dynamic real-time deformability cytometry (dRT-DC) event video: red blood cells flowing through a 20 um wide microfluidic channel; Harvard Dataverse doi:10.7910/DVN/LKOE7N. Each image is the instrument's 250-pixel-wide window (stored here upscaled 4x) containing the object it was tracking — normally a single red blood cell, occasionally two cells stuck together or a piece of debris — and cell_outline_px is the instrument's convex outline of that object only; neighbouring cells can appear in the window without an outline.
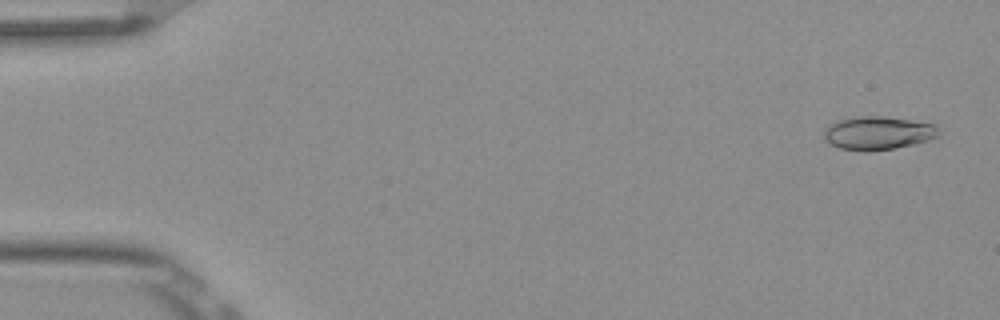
{"species": "Egyptian fruit bat (a non-hibernating species)", "species_latin": "Rousettus aegyptiacus", "temperature_condition": "room temperature", "stored_images_in_passage": 6, "camera_frame_rate_fps": 3000, "um_per_image_px": 0.085, "frame": {"image": 1, "passage_image": 1, "time_ms": 0.0, "image_size_px": [1000, 320], "cell_outline_px": [[940, 132], [936, 136], [928, 140], [896, 148], [872, 152], [864, 152], [840, 148], [824, 140], [824, 132], [836, 120], [860, 116], [884, 116], [932, 124]], "centroid_in_image_um": [74.59, 11.32], "position_along_channel_um": 10.4, "area_um2": 22.08}}
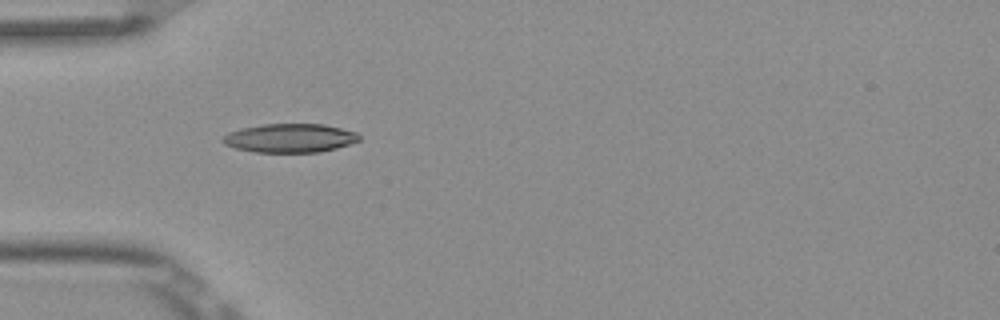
{"frame": {"image": 2, "passage_image": 5, "time_ms": 1.333, "image_size_px": [1000, 320], "cell_outline_px": [[360, 140], [336, 148], [320, 152], [252, 152], [236, 148], [224, 144], [220, 140], [228, 132], [240, 128], [264, 124], [324, 124], [356, 132], [360, 136]], "centroid_in_image_um": [24.61, 11.73], "position_along_channel_um": 60.4, "area_um2": 22.89}}
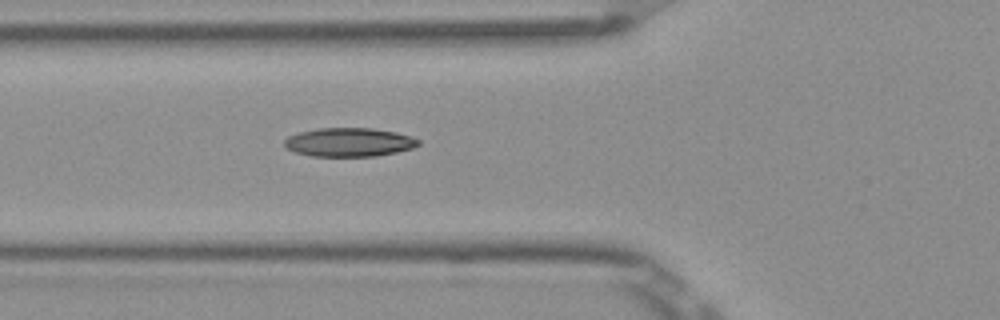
{"frame": {"image": 3, "passage_image": 6, "time_ms": 1.667, "image_size_px": [1000, 320], "cell_outline_px": [[420, 144], [412, 148], [396, 152], [376, 156], [312, 156], [296, 152], [284, 148], [284, 140], [288, 136], [300, 132], [320, 128], [372, 128], [396, 132], [412, 136], [420, 140]], "centroid_in_image_um": [29.68, 12.09], "position_along_channel_um": 96.1, "area_um2": 22.48}}